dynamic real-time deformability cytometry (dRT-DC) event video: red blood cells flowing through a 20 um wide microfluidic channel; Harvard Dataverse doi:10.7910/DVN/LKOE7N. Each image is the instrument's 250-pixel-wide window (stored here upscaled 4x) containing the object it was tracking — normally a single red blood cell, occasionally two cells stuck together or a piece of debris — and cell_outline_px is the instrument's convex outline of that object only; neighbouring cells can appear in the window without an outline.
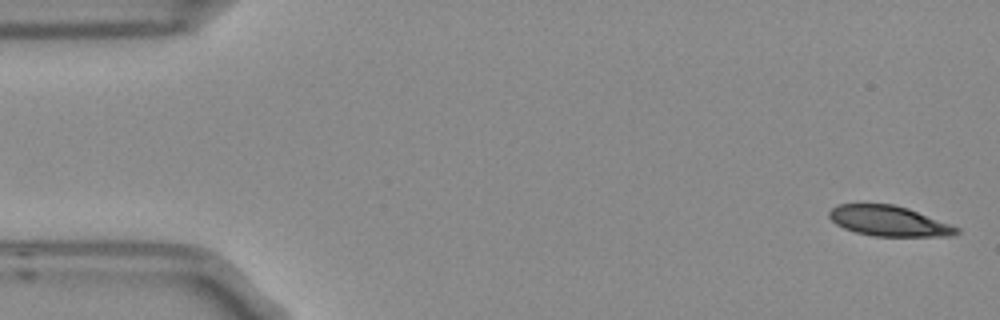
{"species": "Egyptian fruit bat (a non-hibernating species)", "species_latin": "Rousettus aegyptiacus", "temperature_condition": "room temperature", "stored_images_in_passage": 4, "camera_frame_rate_fps": 3000, "um_per_image_px": 0.085, "frame": {"image": 1, "passage_image": 1, "time_ms": 0.0, "image_size_px": [1000, 320], "cell_outline_px": [[960, 232], [952, 236], [872, 236], [856, 232], [844, 228], [836, 224], [828, 216], [828, 212], [836, 204], [892, 204], [908, 208], [960, 228]], "centroid_in_image_um": [75.54, 18.78], "position_along_channel_um": 9.5, "area_um2": 22.43}}